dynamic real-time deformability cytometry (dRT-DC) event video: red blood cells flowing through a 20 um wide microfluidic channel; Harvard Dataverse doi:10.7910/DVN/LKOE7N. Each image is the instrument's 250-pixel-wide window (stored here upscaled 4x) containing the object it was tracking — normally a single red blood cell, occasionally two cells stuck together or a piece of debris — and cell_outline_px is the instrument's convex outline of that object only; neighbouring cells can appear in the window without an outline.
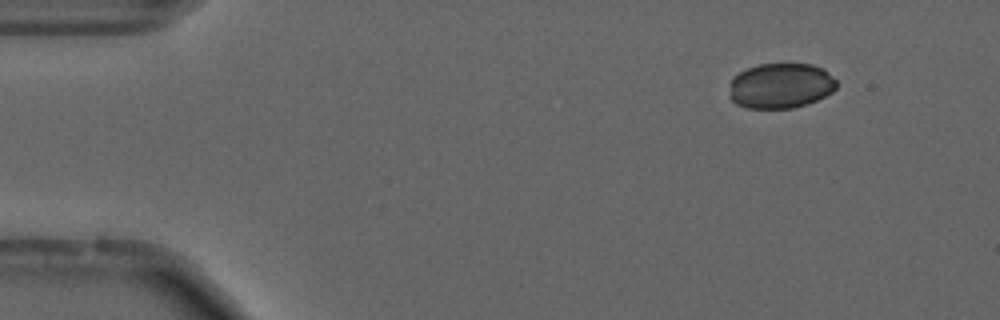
{"species": "common noctule bat (a hibernating species)", "species_latin": "Nyctalus noctula", "temperature_condition": "cold", "stored_images_in_passage": 7, "camera_frame_rate_fps": 3000, "um_per_image_px": 0.085, "animal": {"sex": "male", "forearm_length_mm": 52.5}, "frame": {"image": 1, "passage_image": 1, "time_ms": 0.0, "image_size_px": [1000, 320], "cell_outline_px": [[836, 88], [832, 92], [808, 104], [792, 108], [748, 108], [736, 104], [728, 96], [732, 80], [740, 72], [748, 68], [760, 64], [812, 64], [824, 68], [836, 80]], "centroid_in_image_um": [66.37, 7.29], "position_along_channel_um": 18.6, "area_um2": 28.26}}